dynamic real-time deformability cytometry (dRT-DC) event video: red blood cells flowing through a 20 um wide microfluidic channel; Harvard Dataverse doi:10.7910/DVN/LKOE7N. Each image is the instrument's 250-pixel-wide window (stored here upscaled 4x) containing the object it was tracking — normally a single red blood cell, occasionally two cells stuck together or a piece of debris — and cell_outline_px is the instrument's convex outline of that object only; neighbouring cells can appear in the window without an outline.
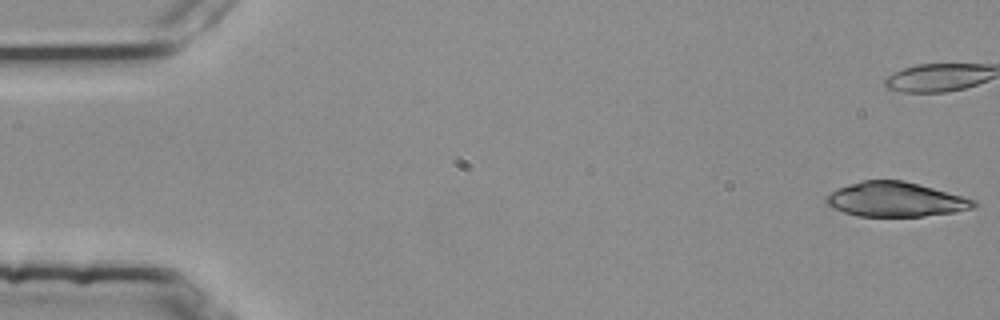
{"species": "common noctule bat (a hibernating species)", "species_latin": "Nyctalus noctula", "temperature_condition": "room temperature", "stored_images_in_passage": 54, "camera_frame_rate_fps": 3000, "um_per_image_px": 0.085, "animal": {"sex": "female", "body_mass_g": 25.1}, "frame": {"image": 1, "passage_image": 1, "time_ms": 0.0, "image_size_px": [1000, 320], "cell_outline_px": [[976, 204], [972, 208], [956, 212], [924, 216], [856, 216], [832, 208], [824, 200], [824, 196], [840, 188], [864, 180], [904, 180], [976, 200]], "centroid_in_image_um": [76.11, 16.96], "position_along_channel_um": 8.9, "area_um2": 29.42}}